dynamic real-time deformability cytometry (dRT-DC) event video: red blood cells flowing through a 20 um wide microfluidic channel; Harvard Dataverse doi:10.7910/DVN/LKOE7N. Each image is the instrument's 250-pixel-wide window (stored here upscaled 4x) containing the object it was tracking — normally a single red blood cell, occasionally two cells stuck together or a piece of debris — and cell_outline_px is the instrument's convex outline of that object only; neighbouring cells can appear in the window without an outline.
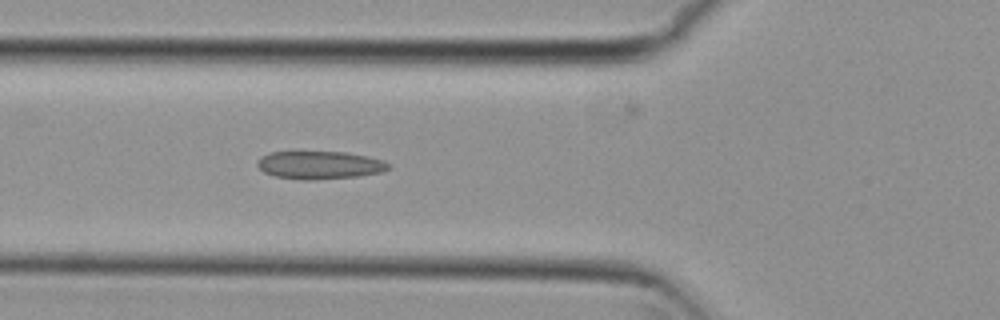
{"species": "common noctule bat (a hibernating species)", "species_latin": "Nyctalus noctula", "temperature_condition": "cold", "stored_images_in_passage": 6, "camera_frame_rate_fps": 3000, "um_per_image_px": 0.085, "animal": {"sex": "female", "body_mass_g": 29.2, "forearm_length_mm": 56.3}, "frame": {"image": 1, "passage_image": 6, "time_ms": 1.667, "image_size_px": [1000, 320], "cell_outline_px": [[392, 168], [380, 172], [360, 176], [312, 180], [304, 180], [276, 176], [264, 172], [256, 164], [256, 160], [260, 156], [268, 152], [348, 152], [368, 156], [384, 160]], "centroid_in_image_um": [27.17, 14.02], "position_along_channel_um": 98.6, "area_um2": 21.5}}